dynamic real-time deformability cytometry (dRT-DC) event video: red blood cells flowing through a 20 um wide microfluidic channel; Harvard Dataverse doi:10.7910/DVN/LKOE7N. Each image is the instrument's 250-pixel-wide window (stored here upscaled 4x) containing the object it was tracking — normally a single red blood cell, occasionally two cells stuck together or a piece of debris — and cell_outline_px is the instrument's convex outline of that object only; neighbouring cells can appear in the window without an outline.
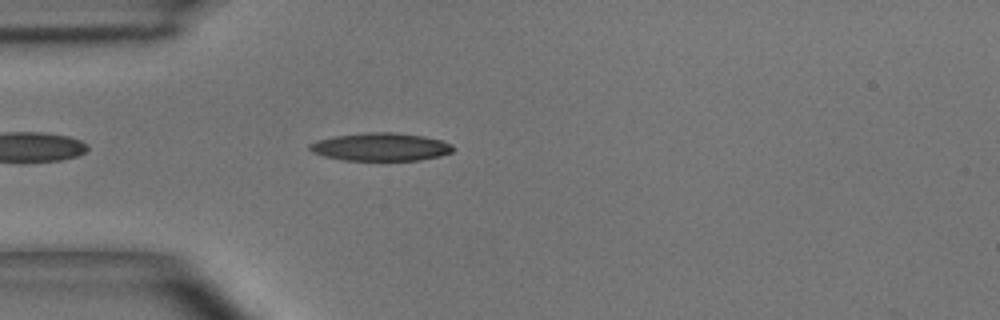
{"species": "common noctule bat (a hibernating species)", "species_latin": "Nyctalus noctula", "temperature_condition": "room temperature", "stored_images_in_passage": 8, "camera_frame_rate_fps": 3000, "um_per_image_px": 0.085, "animal": {"sex": "male", "body_mass_g": 15.6}, "frame": {"image": 1, "passage_image": 4, "time_ms": 1.0, "image_size_px": [1000, 320], "cell_outline_px": [[452, 152], [440, 156], [420, 160], [344, 160], [324, 156], [312, 152], [308, 148], [308, 144], [316, 140], [336, 136], [368, 132], [396, 132], [424, 136], [440, 140], [452, 144]], "centroid_in_image_um": [32.34, 12.48], "position_along_channel_um": 52.7, "area_um2": 23.35}}